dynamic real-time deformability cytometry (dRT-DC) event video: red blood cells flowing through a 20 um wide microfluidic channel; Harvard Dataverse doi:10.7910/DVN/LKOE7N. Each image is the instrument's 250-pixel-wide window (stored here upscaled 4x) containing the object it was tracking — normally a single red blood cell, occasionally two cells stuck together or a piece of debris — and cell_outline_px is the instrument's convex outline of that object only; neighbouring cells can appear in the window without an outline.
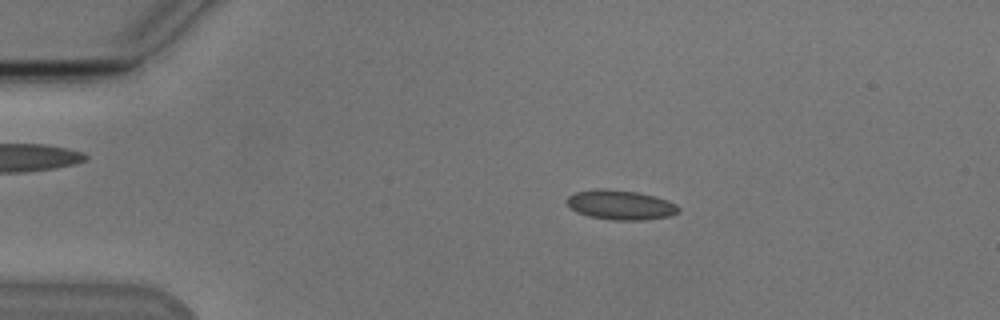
{"species": "Egyptian fruit bat (a non-hibernating species)", "species_latin": "Rousettus aegyptiacus", "temperature_condition": "cold", "stored_images_in_passage": 53, "camera_frame_rate_fps": 3000, "um_per_image_px": 0.085, "animal": {"sex": "male"}, "frame": {"image": 1, "passage_image": 10, "time_ms": 3.0, "image_size_px": [1000, 320], "cell_outline_px": [[680, 212], [668, 216], [640, 220], [612, 220], [588, 216], [576, 212], [564, 200], [568, 196], [576, 192], [596, 188], [604, 188], [636, 192], [656, 196], [668, 200], [676, 204], [680, 208]], "centroid_in_image_um": [52.73, 17.41], "position_along_channel_um": 32.3, "area_um2": 19.36}}
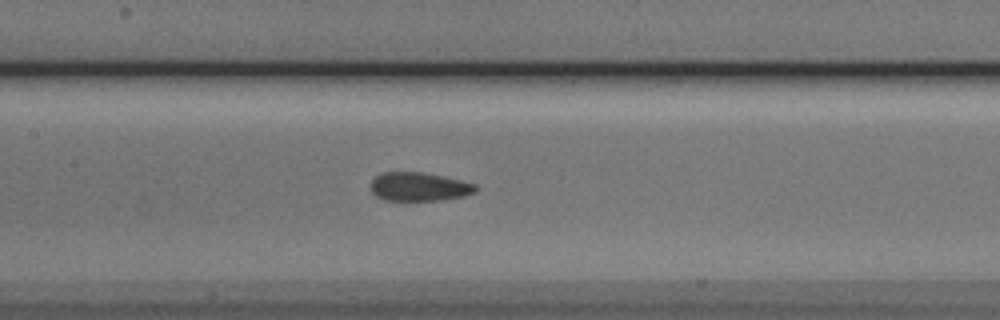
{"frame": {"image": 2, "passage_image": 25, "time_ms": 8.0, "image_size_px": [1000, 320], "cell_outline_px": [[480, 188], [476, 192], [464, 196], [444, 200], [384, 200], [376, 196], [372, 192], [372, 180], [380, 172], [424, 172], [460, 180], [476, 184]], "centroid_in_image_um": [35.66, 15.87], "position_along_channel_um": 171.7, "area_um2": 17.63}}
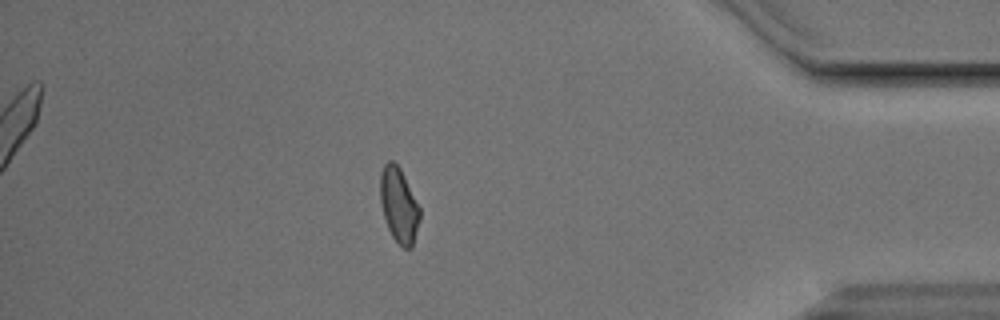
{"frame": {"image": 3, "passage_image": 46, "time_ms": 15.0, "image_size_px": [1000, 320], "cell_outline_px": [[420, 220], [412, 248], [404, 248], [392, 236], [388, 228], [384, 216], [380, 200], [380, 172], [384, 164], [388, 160], [392, 160], [400, 168], [420, 208]], "centroid_in_image_um": [33.9, 17.42], "position_along_channel_um": 401.3, "area_um2": 17.17}, "authors_computed_cell_mechanics": {"area_um2": 18.1492, "velocity_mm_per_s": 3.8214, "shape_relaxation_time_tau1_ms": null, "shape_relaxation_time_tau2_ms": 1.8313, "deformation_change_tau1": null, "deformation_change_tau2": 0.0603}}